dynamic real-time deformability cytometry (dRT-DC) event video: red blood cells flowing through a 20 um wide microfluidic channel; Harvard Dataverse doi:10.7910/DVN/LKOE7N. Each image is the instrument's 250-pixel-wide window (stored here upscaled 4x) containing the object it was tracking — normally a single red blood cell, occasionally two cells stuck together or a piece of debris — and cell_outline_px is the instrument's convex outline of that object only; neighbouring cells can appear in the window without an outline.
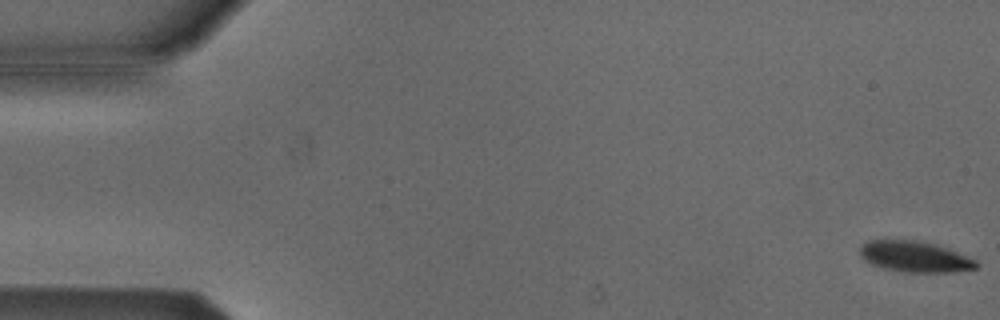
{"species": "Egyptian fruit bat (a non-hibernating species)", "species_latin": "Rousettus aegyptiacus", "temperature_condition": "cold", "stored_images_in_passage": 54, "camera_frame_rate_fps": 3000, "um_per_image_px": 0.085, "animal": {"sex": "male"}, "frame": {"image": 1, "passage_image": 1, "time_ms": 0.0, "image_size_px": [1000, 320], "cell_outline_px": [[980, 264], [976, 268], [952, 272], [904, 272], [884, 268], [872, 264], [864, 260], [860, 256], [860, 248], [868, 240], [920, 240], [936, 244], [948, 248], [976, 260]], "centroid_in_image_um": [77.78, 21.81], "position_along_channel_um": 7.2, "area_um2": 20.98}}
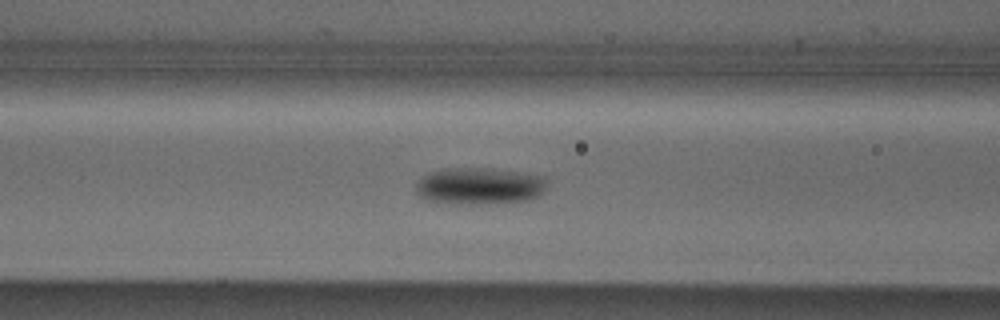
{"frame": {"image": 2, "passage_image": 22, "time_ms": 7.0, "image_size_px": [1000, 320], "cell_outline_px": [[544, 192], [540, 196], [528, 200], [480, 204], [448, 204], [424, 200], [416, 192], [416, 184], [428, 172], [444, 168], [484, 168], [520, 172], [544, 176]], "centroid_in_image_um": [40.7, 15.82], "position_along_channel_um": 125.9, "area_um2": 28.32}}
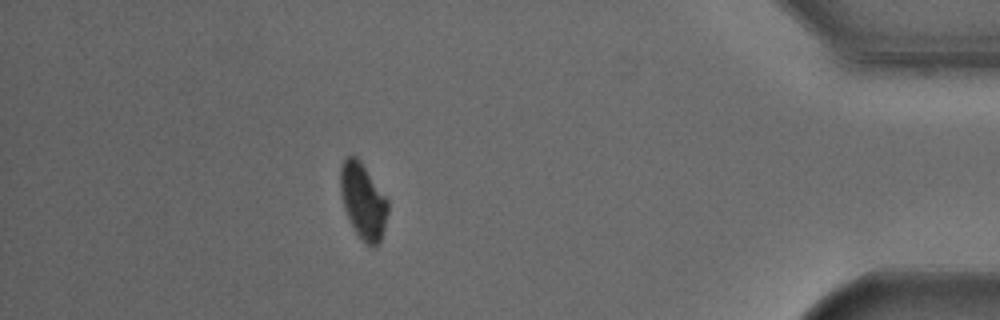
{"frame": {"image": 3, "passage_image": 48, "time_ms": 15.667, "image_size_px": [1000, 320], "cell_outline_px": [[388, 212], [384, 228], [380, 240], [372, 248], [356, 232], [344, 208], [340, 192], [340, 168], [344, 160], [348, 156], [356, 156], [360, 160], [388, 200]], "centroid_in_image_um": [30.86, 17.05], "position_along_channel_um": 404.3, "area_um2": 20.52}, "authors_computed_cell_mechanics": {"area_um2": 23.6402, "velocity_mm_per_s": 3.7898, "shape_relaxation_time_tau1_ms": 2.2861, "shape_relaxation_time_tau2_ms": null, "deformation_change_tau1": 0.0758, "deformation_change_tau2": null}}